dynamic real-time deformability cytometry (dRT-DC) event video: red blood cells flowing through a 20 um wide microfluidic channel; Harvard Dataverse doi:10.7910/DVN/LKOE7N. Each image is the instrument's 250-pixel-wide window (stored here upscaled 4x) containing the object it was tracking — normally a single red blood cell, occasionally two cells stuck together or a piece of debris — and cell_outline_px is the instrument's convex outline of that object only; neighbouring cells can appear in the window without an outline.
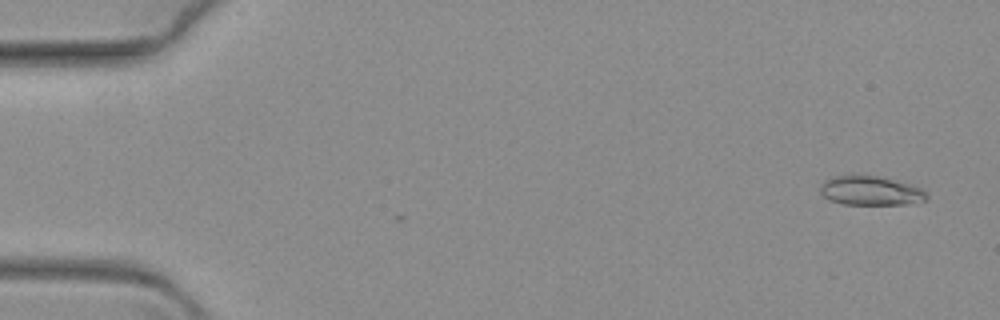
{"species": "common noctule bat (a hibernating species)", "species_latin": "Nyctalus noctula", "temperature_condition": "warm", "stored_images_in_passage": 3, "camera_frame_rate_fps": 3000, "um_per_image_px": 0.085, "animal": {"sex": "female", "body_mass_g": 19.3, "forearm_length_mm": 54.1}, "frame": {"image": 1, "passage_image": 1, "time_ms": 0.0, "image_size_px": [1000, 320], "cell_outline_px": [[928, 196], [924, 200], [904, 204], [844, 204], [828, 200], [820, 192], [820, 184], [824, 180], [832, 176], [852, 172], [880, 176], [920, 188]], "centroid_in_image_um": [73.87, 16.16], "position_along_channel_um": 11.1, "area_um2": 18.44}}